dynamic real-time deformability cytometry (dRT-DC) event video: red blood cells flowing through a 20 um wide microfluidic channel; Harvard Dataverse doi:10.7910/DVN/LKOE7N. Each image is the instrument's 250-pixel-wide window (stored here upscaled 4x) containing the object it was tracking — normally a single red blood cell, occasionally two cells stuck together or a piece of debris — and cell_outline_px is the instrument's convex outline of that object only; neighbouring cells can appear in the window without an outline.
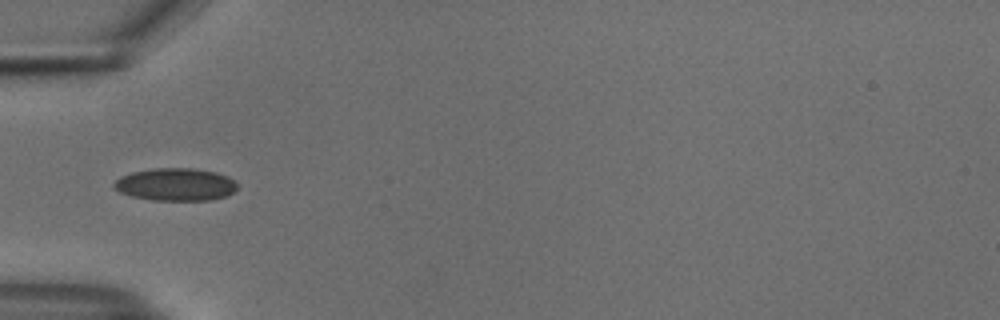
{"species": "common noctule bat (a hibernating species)", "species_latin": "Nyctalus noctula", "temperature_condition": "cold", "stored_images_in_passage": 37, "camera_frame_rate_fps": 3000, "um_per_image_px": 0.085, "animal": {"sex": "male", "body_mass_g": 18.8}, "frame": {"image": 1, "passage_image": 1, "time_ms": 0.0, "image_size_px": [1000, 320], "cell_outline_px": [[236, 188], [228, 196], [212, 200], [152, 200], [132, 196], [120, 192], [112, 184], [120, 176], [132, 172], [152, 168], [192, 168], [216, 172], [228, 176], [236, 184]], "centroid_in_image_um": [14.92, 15.68], "position_along_channel_um": 70.1, "area_um2": 23.41}}
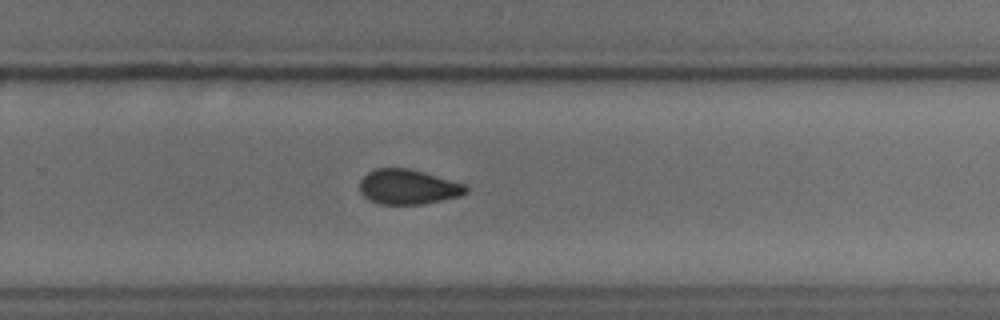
{"frame": {"image": 2, "passage_image": 19, "time_ms": 6.0, "image_size_px": [1000, 320], "cell_outline_px": [[468, 192], [460, 196], [424, 204], [380, 204], [364, 196], [360, 192], [360, 180], [368, 172], [376, 168], [408, 168], [424, 172], [468, 184]], "centroid_in_image_um": [34.73, 15.88], "position_along_channel_um": 295.1, "area_um2": 21.73}}
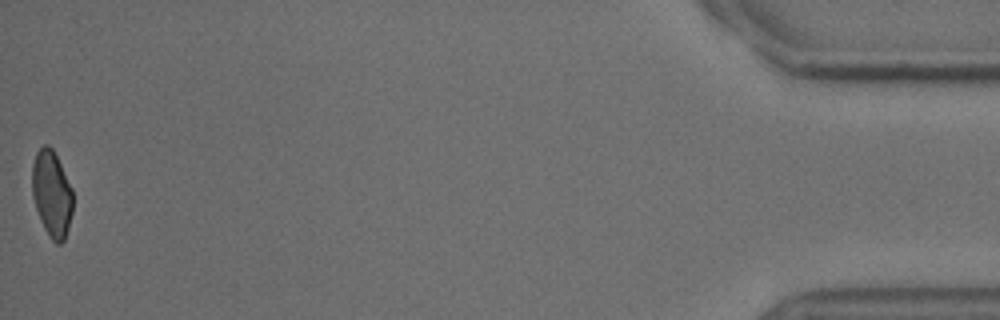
{"frame": {"image": 3, "passage_image": 37, "time_ms": 12.0, "image_size_px": [1000, 320], "cell_outline_px": [[72, 212], [68, 228], [64, 240], [60, 244], [56, 244], [52, 240], [44, 228], [40, 220], [32, 196], [32, 164], [36, 152], [44, 144], [48, 144], [52, 148], [72, 188]], "centroid_in_image_um": [4.39, 16.47], "position_along_channel_um": 430.8, "area_um2": 20.4}, "authors_computed_cell_mechanics": {"area_um2": 22.0218, "velocity_mm_per_s": 3.7464, "shape_relaxation_time_tau1_ms": 7.8274, "shape_relaxation_time_tau2_ms": 2.3338, "deformation_change_tau1": 0.1152, "deformation_change_tau2": 0.0612}}